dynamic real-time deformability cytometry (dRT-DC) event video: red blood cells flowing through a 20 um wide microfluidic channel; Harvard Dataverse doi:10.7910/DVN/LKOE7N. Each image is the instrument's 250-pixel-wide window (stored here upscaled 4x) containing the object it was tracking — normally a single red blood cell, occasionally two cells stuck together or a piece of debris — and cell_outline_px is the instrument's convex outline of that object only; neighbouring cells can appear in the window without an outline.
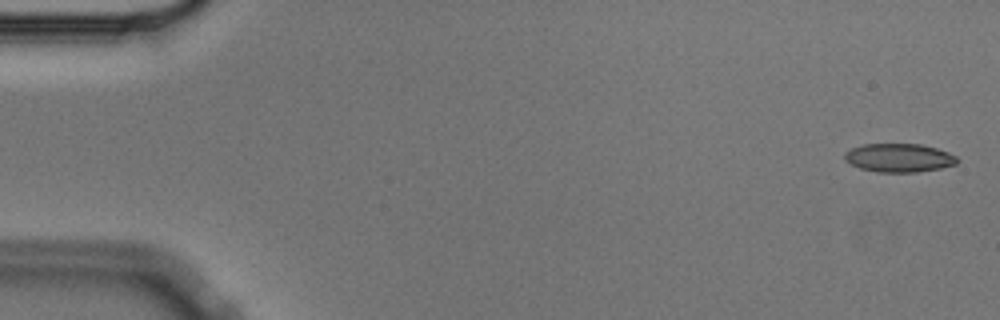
{"species": "Egyptian fruit bat (a non-hibernating species)", "species_latin": "Rousettus aegyptiacus", "temperature_condition": "cold", "stored_images_in_passage": 56, "camera_frame_rate_fps": 3000, "um_per_image_px": 0.085, "animal": {"sex": "male"}, "frame": {"image": 1, "passage_image": 2, "time_ms": 0.333, "image_size_px": [1000, 320], "cell_outline_px": [[960, 160], [956, 164], [940, 168], [916, 172], [876, 172], [860, 168], [844, 160], [844, 152], [852, 148], [864, 144], [920, 144], [936, 148], [948, 152], [956, 156]], "centroid_in_image_um": [76.42, 13.41], "position_along_channel_um": 8.6, "area_um2": 18.73}}
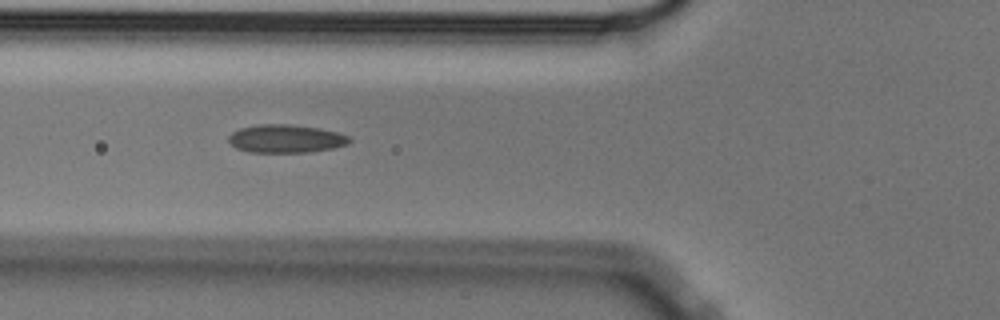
{"frame": {"image": 2, "passage_image": 21, "time_ms": 6.667, "image_size_px": [1000, 320], "cell_outline_px": [[352, 140], [348, 144], [332, 148], [308, 152], [252, 152], [236, 148], [228, 140], [228, 136], [232, 132], [240, 128], [256, 124], [288, 124], [320, 128], [336, 132], [348, 136]], "centroid_in_image_um": [24.28, 11.78], "position_along_channel_um": 101.5, "area_um2": 19.77}}
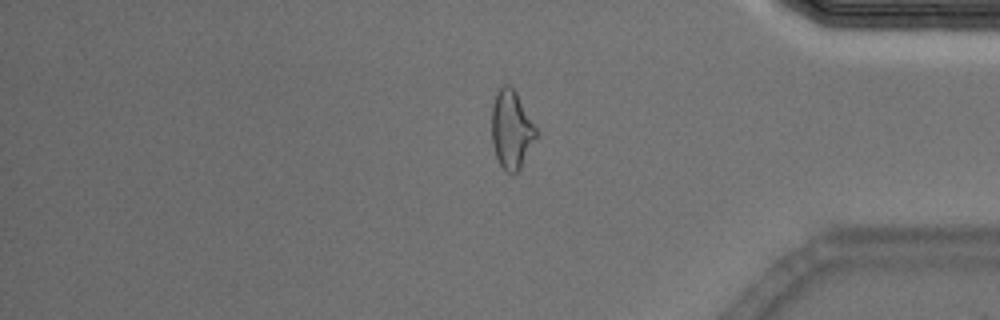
{"frame": {"image": 3, "passage_image": 47, "time_ms": 15.333, "image_size_px": [1000, 320], "cell_outline_px": [[536, 136], [520, 168], [512, 176], [500, 164], [496, 156], [492, 144], [492, 104], [496, 92], [504, 84], [508, 84], [516, 92], [536, 128]], "centroid_in_image_um": [43.44, 11.0], "position_along_channel_um": 391.8, "area_um2": 19.88}, "authors_computed_cell_mechanics": {"area_um2": 19.5942, "velocity_mm_per_s": 3.5938, "shape_relaxation_time_tau1_ms": 9.8986, "shape_relaxation_time_tau2_ms": 1.9152, "deformation_change_tau1": 0.2122, "deformation_change_tau2": 0.0893}}